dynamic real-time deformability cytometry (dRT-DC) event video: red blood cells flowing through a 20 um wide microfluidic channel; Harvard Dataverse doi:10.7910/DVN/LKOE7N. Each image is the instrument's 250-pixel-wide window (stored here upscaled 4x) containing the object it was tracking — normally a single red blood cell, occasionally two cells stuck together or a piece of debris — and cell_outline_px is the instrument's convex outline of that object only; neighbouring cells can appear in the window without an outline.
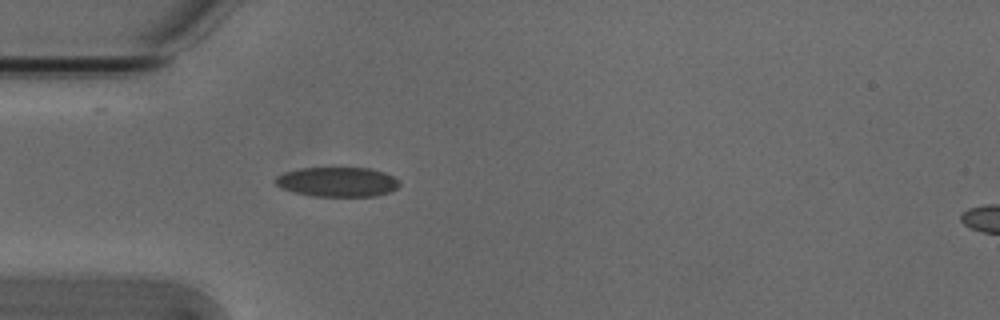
{"species": "Egyptian fruit bat (a non-hibernating species)", "species_latin": "Rousettus aegyptiacus", "temperature_condition": "cold", "stored_images_in_passage": 37, "camera_frame_rate_fps": 3000, "um_per_image_px": 0.085, "animal": {"sex": "male"}, "frame": {"image": 1, "passage_image": 5, "time_ms": 1.333, "image_size_px": [1000, 320], "cell_outline_px": [[400, 184], [396, 188], [388, 192], [376, 196], [312, 196], [292, 192], [280, 188], [276, 184], [276, 176], [284, 172], [300, 168], [372, 168], [384, 172], [392, 176]], "centroid_in_image_um": [28.64, 15.46], "position_along_channel_um": 56.4, "area_um2": 21.39}}
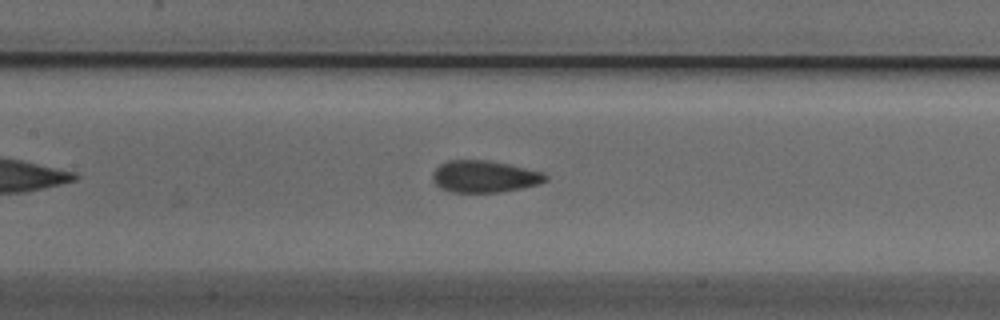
{"frame": {"image": 2, "passage_image": 14, "time_ms": 4.333, "image_size_px": [1000, 320], "cell_outline_px": [[548, 180], [540, 184], [500, 192], [452, 192], [440, 188], [432, 180], [432, 172], [440, 164], [448, 160], [488, 160], [508, 164], [544, 172], [548, 176]], "centroid_in_image_um": [41.18, 15.0], "position_along_channel_um": 166.2, "area_um2": 21.1}}
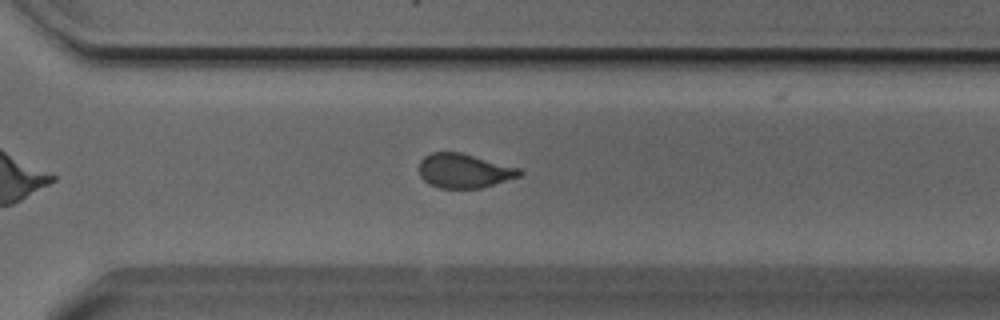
{"frame": {"image": 3, "passage_image": 27, "time_ms": 8.667, "image_size_px": [1000, 320], "cell_outline_px": [[524, 172], [520, 176], [480, 188], [440, 188], [428, 184], [420, 176], [420, 160], [424, 156], [432, 152], [460, 152], [520, 168]], "centroid_in_image_um": [39.44, 14.51], "position_along_channel_um": 331.2, "area_um2": 20.0}, "authors_computed_cell_mechanics": {"area_um2": 21.2126, "velocity_mm_per_s": 3.8174, "shape_relaxation_time_tau1_ms": 4.0131, "shape_relaxation_time_tau2_ms": 1.3774, "deformation_change_tau1": 0.1191, "deformation_change_tau2": 0.0656}}